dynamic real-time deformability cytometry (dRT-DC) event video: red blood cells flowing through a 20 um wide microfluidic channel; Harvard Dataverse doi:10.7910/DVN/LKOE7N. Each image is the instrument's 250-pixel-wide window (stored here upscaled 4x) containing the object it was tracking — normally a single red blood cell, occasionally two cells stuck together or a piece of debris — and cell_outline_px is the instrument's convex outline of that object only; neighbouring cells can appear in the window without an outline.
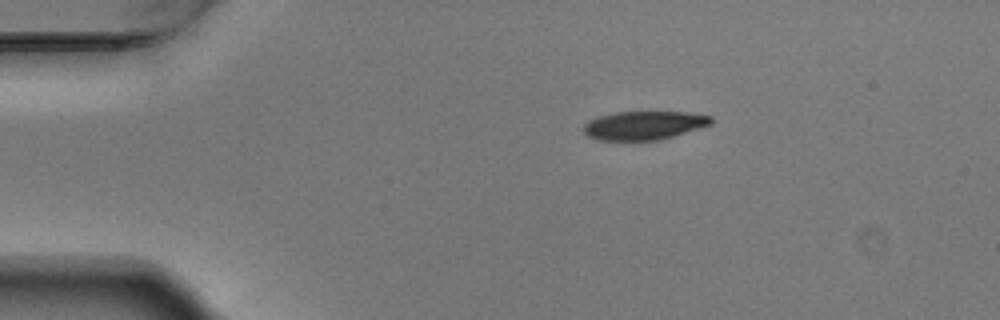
{"species": "Egyptian fruit bat (a non-hibernating species)", "species_latin": "Rousettus aegyptiacus", "temperature_condition": "warm", "stored_images_in_passage": 3, "camera_frame_rate_fps": 3000, "um_per_image_px": 0.085, "animal": {"sex": "male"}, "frame": {"image": 1, "passage_image": 1, "time_ms": 0.0, "image_size_px": [1000, 320], "cell_outline_px": [[712, 124], [672, 136], [656, 140], [596, 140], [588, 136], [584, 132], [584, 124], [588, 120], [600, 116], [616, 112], [688, 112], [712, 116]], "centroid_in_image_um": [54.72, 10.65], "position_along_channel_um": 30.3, "area_um2": 21.1}}
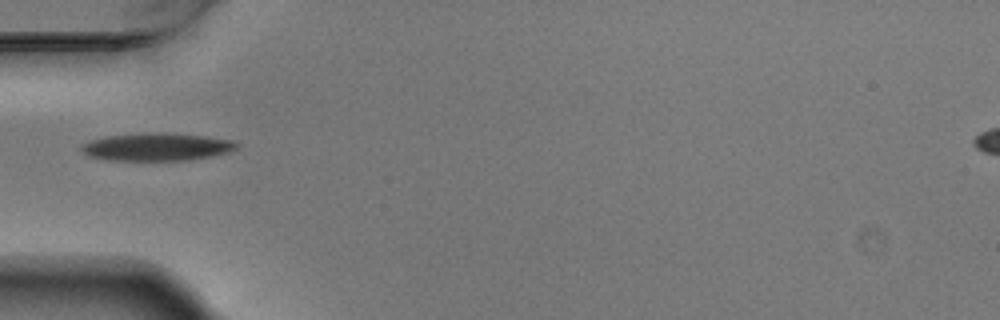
{"frame": {"image": 2, "passage_image": 3, "time_ms": 0.667, "image_size_px": [1000, 320], "cell_outline_px": [[240, 148], [228, 152], [212, 156], [192, 160], [108, 160], [88, 156], [80, 148], [80, 144], [104, 136], [204, 136], [232, 140]], "centroid_in_image_um": [13.32, 12.55], "position_along_channel_um": 71.7, "area_um2": 23.58}}